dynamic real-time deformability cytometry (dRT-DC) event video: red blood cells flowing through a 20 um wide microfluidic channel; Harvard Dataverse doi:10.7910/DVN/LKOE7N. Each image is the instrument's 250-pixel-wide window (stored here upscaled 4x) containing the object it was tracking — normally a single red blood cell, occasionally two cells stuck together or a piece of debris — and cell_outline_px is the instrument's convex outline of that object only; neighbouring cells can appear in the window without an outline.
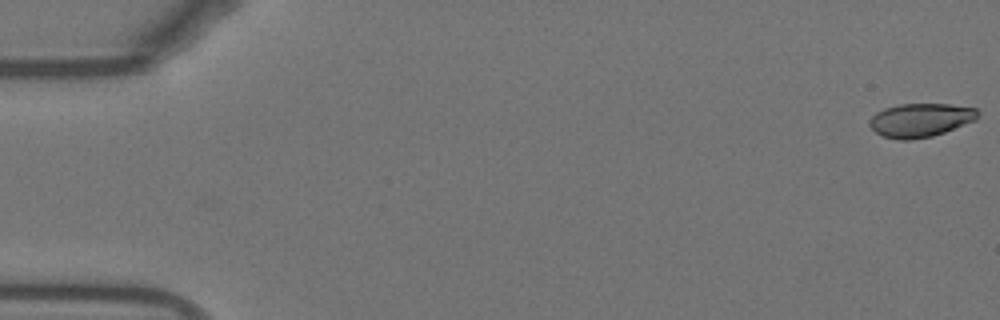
{"species": "Egyptian fruit bat (a non-hibernating species)", "species_latin": "Rousettus aegyptiacus", "temperature_condition": "warm", "stored_images_in_passage": 54, "camera_frame_rate_fps": 3000, "um_per_image_px": 0.085, "animal": {"sex": "female"}, "frame": {"image": 1, "passage_image": 1, "time_ms": 0.0, "image_size_px": [1000, 320], "cell_outline_px": [[980, 112], [976, 120], [944, 132], [932, 136], [912, 140], [900, 140], [884, 136], [876, 132], [868, 124], [868, 120], [876, 112], [884, 108], [900, 104], [948, 104], [976, 108]], "centroid_in_image_um": [78.23, 10.2], "position_along_channel_um": 6.8, "area_um2": 21.27}}
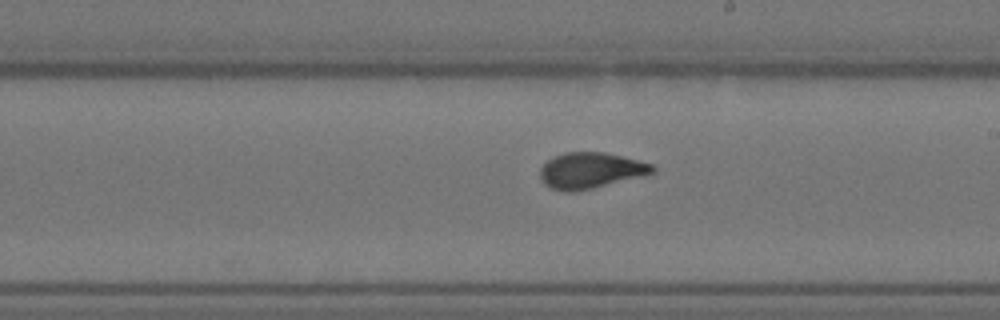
{"frame": {"image": 2, "passage_image": 31, "time_ms": 10.0, "image_size_px": [1000, 320], "cell_outline_px": [[656, 172], [576, 192], [564, 192], [552, 188], [544, 184], [540, 176], [540, 168], [552, 156], [564, 152], [604, 152], [652, 164], [656, 168]], "centroid_in_image_um": [50.16, 14.49], "position_along_channel_um": 238.8, "area_um2": 23.35}}
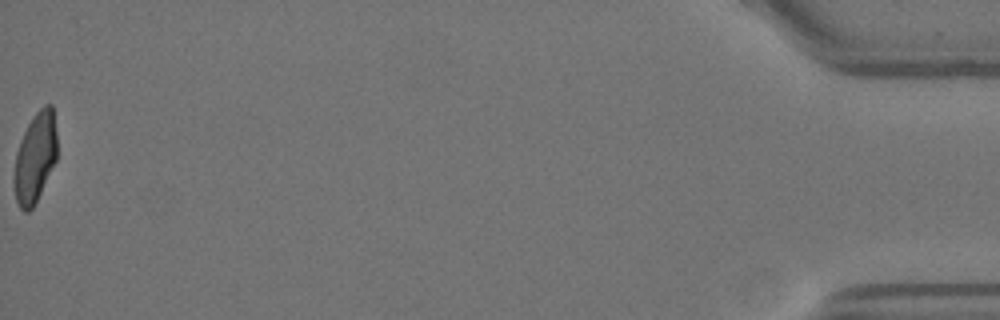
{"frame": {"image": 3, "passage_image": 54, "time_ms": 17.667, "image_size_px": [1000, 320], "cell_outline_px": [[56, 160], [32, 208], [28, 212], [24, 212], [20, 208], [16, 200], [12, 180], [12, 176], [16, 152], [20, 140], [28, 124], [36, 112], [44, 104], [52, 104], [56, 132]], "centroid_in_image_um": [2.95, 13.39], "position_along_channel_um": 432.2, "area_um2": 22.48}, "authors_computed_cell_mechanics": {"area_um2": 23.2067, "velocity_mm_per_s": 3.8239, "shape_relaxation_time_tau1_ms": 4.5486, "shape_relaxation_time_tau2_ms": 0.5824, "deformation_change_tau1": 0.1573, "deformation_change_tau2": 0.0553}}